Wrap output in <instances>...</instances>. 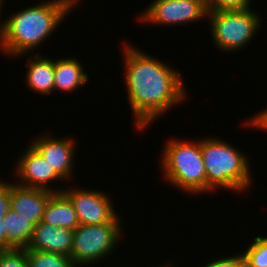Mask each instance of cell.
<instances>
[{"label":"cell","mask_w":267,"mask_h":267,"mask_svg":"<svg viewBox=\"0 0 267 267\" xmlns=\"http://www.w3.org/2000/svg\"><path fill=\"white\" fill-rule=\"evenodd\" d=\"M127 98L133 126L146 131L158 117L185 102L187 90L179 70L141 51L133 43L123 44ZM186 90V91H185Z\"/></svg>","instance_id":"1"},{"label":"cell","mask_w":267,"mask_h":267,"mask_svg":"<svg viewBox=\"0 0 267 267\" xmlns=\"http://www.w3.org/2000/svg\"><path fill=\"white\" fill-rule=\"evenodd\" d=\"M81 0H47L0 20V51L9 57L28 56L49 40ZM52 34V35H51ZM48 38V40H47ZM45 41V42H44Z\"/></svg>","instance_id":"2"},{"label":"cell","mask_w":267,"mask_h":267,"mask_svg":"<svg viewBox=\"0 0 267 267\" xmlns=\"http://www.w3.org/2000/svg\"><path fill=\"white\" fill-rule=\"evenodd\" d=\"M235 147L216 136L202 138L201 153L206 171L208 194L220 188L241 193L254 183L250 158L247 159L244 152Z\"/></svg>","instance_id":"3"},{"label":"cell","mask_w":267,"mask_h":267,"mask_svg":"<svg viewBox=\"0 0 267 267\" xmlns=\"http://www.w3.org/2000/svg\"><path fill=\"white\" fill-rule=\"evenodd\" d=\"M169 138L160 154L163 177L186 195L207 193V177L201 153V139Z\"/></svg>","instance_id":"4"},{"label":"cell","mask_w":267,"mask_h":267,"mask_svg":"<svg viewBox=\"0 0 267 267\" xmlns=\"http://www.w3.org/2000/svg\"><path fill=\"white\" fill-rule=\"evenodd\" d=\"M226 10L207 14L211 40L221 52L234 53L248 47L262 28V18L252 9ZM258 13V14H257ZM244 47V48H243Z\"/></svg>","instance_id":"5"},{"label":"cell","mask_w":267,"mask_h":267,"mask_svg":"<svg viewBox=\"0 0 267 267\" xmlns=\"http://www.w3.org/2000/svg\"><path fill=\"white\" fill-rule=\"evenodd\" d=\"M123 219L115 223L99 225L80 224L73 231L72 251L70 258L77 267L95 265L112 256L119 240L123 239Z\"/></svg>","instance_id":"6"},{"label":"cell","mask_w":267,"mask_h":267,"mask_svg":"<svg viewBox=\"0 0 267 267\" xmlns=\"http://www.w3.org/2000/svg\"><path fill=\"white\" fill-rule=\"evenodd\" d=\"M204 0H154L138 15L142 23L155 26H180L207 19Z\"/></svg>","instance_id":"7"},{"label":"cell","mask_w":267,"mask_h":267,"mask_svg":"<svg viewBox=\"0 0 267 267\" xmlns=\"http://www.w3.org/2000/svg\"><path fill=\"white\" fill-rule=\"evenodd\" d=\"M63 192L71 200L80 224L115 223L120 218L109 194L93 189L68 186L63 189Z\"/></svg>","instance_id":"8"},{"label":"cell","mask_w":267,"mask_h":267,"mask_svg":"<svg viewBox=\"0 0 267 267\" xmlns=\"http://www.w3.org/2000/svg\"><path fill=\"white\" fill-rule=\"evenodd\" d=\"M14 165L16 184L27 188H40L51 192H62L64 188L53 187L54 182L64 181L47 160L30 144L21 151ZM52 187H51V185Z\"/></svg>","instance_id":"9"},{"label":"cell","mask_w":267,"mask_h":267,"mask_svg":"<svg viewBox=\"0 0 267 267\" xmlns=\"http://www.w3.org/2000/svg\"><path fill=\"white\" fill-rule=\"evenodd\" d=\"M54 136V137H53ZM76 139L64 136L55 137L49 133L34 137L33 141L29 142L42 156L48 161L55 172L65 181L73 179L74 159L76 155Z\"/></svg>","instance_id":"10"},{"label":"cell","mask_w":267,"mask_h":267,"mask_svg":"<svg viewBox=\"0 0 267 267\" xmlns=\"http://www.w3.org/2000/svg\"><path fill=\"white\" fill-rule=\"evenodd\" d=\"M54 192L40 188H27L11 183L10 209L37 225L43 217L45 207Z\"/></svg>","instance_id":"11"},{"label":"cell","mask_w":267,"mask_h":267,"mask_svg":"<svg viewBox=\"0 0 267 267\" xmlns=\"http://www.w3.org/2000/svg\"><path fill=\"white\" fill-rule=\"evenodd\" d=\"M73 230L58 228L45 222L35 225L26 250H39L71 256Z\"/></svg>","instance_id":"12"},{"label":"cell","mask_w":267,"mask_h":267,"mask_svg":"<svg viewBox=\"0 0 267 267\" xmlns=\"http://www.w3.org/2000/svg\"><path fill=\"white\" fill-rule=\"evenodd\" d=\"M35 53L26 59L28 61L24 78L26 85L36 94L50 95L54 93V59Z\"/></svg>","instance_id":"13"},{"label":"cell","mask_w":267,"mask_h":267,"mask_svg":"<svg viewBox=\"0 0 267 267\" xmlns=\"http://www.w3.org/2000/svg\"><path fill=\"white\" fill-rule=\"evenodd\" d=\"M77 57H62L54 60V92L60 94L77 91L89 81L88 74Z\"/></svg>","instance_id":"14"},{"label":"cell","mask_w":267,"mask_h":267,"mask_svg":"<svg viewBox=\"0 0 267 267\" xmlns=\"http://www.w3.org/2000/svg\"><path fill=\"white\" fill-rule=\"evenodd\" d=\"M41 222L73 231L80 225L74 206L63 191L50 196Z\"/></svg>","instance_id":"15"},{"label":"cell","mask_w":267,"mask_h":267,"mask_svg":"<svg viewBox=\"0 0 267 267\" xmlns=\"http://www.w3.org/2000/svg\"><path fill=\"white\" fill-rule=\"evenodd\" d=\"M7 242L14 249H25L30 243L35 224L20 216L17 212L9 209L3 218Z\"/></svg>","instance_id":"16"},{"label":"cell","mask_w":267,"mask_h":267,"mask_svg":"<svg viewBox=\"0 0 267 267\" xmlns=\"http://www.w3.org/2000/svg\"><path fill=\"white\" fill-rule=\"evenodd\" d=\"M29 267H77L70 256L39 250H26Z\"/></svg>","instance_id":"17"},{"label":"cell","mask_w":267,"mask_h":267,"mask_svg":"<svg viewBox=\"0 0 267 267\" xmlns=\"http://www.w3.org/2000/svg\"><path fill=\"white\" fill-rule=\"evenodd\" d=\"M242 252L247 267H267V235L256 236Z\"/></svg>","instance_id":"18"},{"label":"cell","mask_w":267,"mask_h":267,"mask_svg":"<svg viewBox=\"0 0 267 267\" xmlns=\"http://www.w3.org/2000/svg\"><path fill=\"white\" fill-rule=\"evenodd\" d=\"M207 13L226 11V10H244L252 6V0H204Z\"/></svg>","instance_id":"19"},{"label":"cell","mask_w":267,"mask_h":267,"mask_svg":"<svg viewBox=\"0 0 267 267\" xmlns=\"http://www.w3.org/2000/svg\"><path fill=\"white\" fill-rule=\"evenodd\" d=\"M0 267H29L26 249L0 251Z\"/></svg>","instance_id":"20"},{"label":"cell","mask_w":267,"mask_h":267,"mask_svg":"<svg viewBox=\"0 0 267 267\" xmlns=\"http://www.w3.org/2000/svg\"><path fill=\"white\" fill-rule=\"evenodd\" d=\"M203 267H246V261L241 252L211 260Z\"/></svg>","instance_id":"21"},{"label":"cell","mask_w":267,"mask_h":267,"mask_svg":"<svg viewBox=\"0 0 267 267\" xmlns=\"http://www.w3.org/2000/svg\"><path fill=\"white\" fill-rule=\"evenodd\" d=\"M10 181H3L0 179V219H3L10 209Z\"/></svg>","instance_id":"22"},{"label":"cell","mask_w":267,"mask_h":267,"mask_svg":"<svg viewBox=\"0 0 267 267\" xmlns=\"http://www.w3.org/2000/svg\"><path fill=\"white\" fill-rule=\"evenodd\" d=\"M243 126H249V128H257L261 132L267 131V107L265 106V109H262L260 112H256L253 114V116H250L244 123L242 122Z\"/></svg>","instance_id":"23"},{"label":"cell","mask_w":267,"mask_h":267,"mask_svg":"<svg viewBox=\"0 0 267 267\" xmlns=\"http://www.w3.org/2000/svg\"><path fill=\"white\" fill-rule=\"evenodd\" d=\"M14 249L8 242L6 237L5 222L0 219V251Z\"/></svg>","instance_id":"24"},{"label":"cell","mask_w":267,"mask_h":267,"mask_svg":"<svg viewBox=\"0 0 267 267\" xmlns=\"http://www.w3.org/2000/svg\"><path fill=\"white\" fill-rule=\"evenodd\" d=\"M167 262L165 261V264H161V266L157 265V267H173V265H174V264H172L173 261L170 260L171 263L169 261H167Z\"/></svg>","instance_id":"25"},{"label":"cell","mask_w":267,"mask_h":267,"mask_svg":"<svg viewBox=\"0 0 267 267\" xmlns=\"http://www.w3.org/2000/svg\"><path fill=\"white\" fill-rule=\"evenodd\" d=\"M5 1L4 0H0V20H1V14H2V9H3V5H4Z\"/></svg>","instance_id":"26"}]
</instances>
